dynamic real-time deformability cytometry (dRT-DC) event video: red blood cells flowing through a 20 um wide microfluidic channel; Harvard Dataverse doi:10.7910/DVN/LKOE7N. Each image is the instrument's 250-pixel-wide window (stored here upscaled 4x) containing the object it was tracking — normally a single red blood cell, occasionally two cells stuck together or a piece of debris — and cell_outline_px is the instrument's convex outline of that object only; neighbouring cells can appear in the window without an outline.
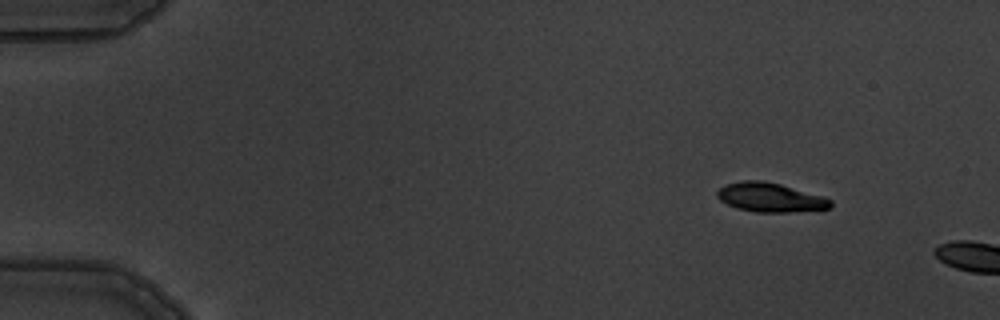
{"species": "common noctule bat (a hibernating species)", "species_latin": "Nyctalus noctula", "temperature_condition": "warm", "stored_images_in_passage": 2, "camera_frame_rate_fps": 3000, "um_per_image_px": 0.085, "animal": {"sex": "male", "body_mass_g": 19.5, "forearm_length_mm": 54.6}, "frame": {"image": 1, "passage_image": 1, "time_ms": 0.0, "image_size_px": [1000, 320], "cell_outline_px": [[832, 208], [788, 212], [756, 212], [740, 208], [728, 204], [720, 200], [716, 196], [716, 192], [724, 184], [740, 180], [764, 180], [780, 184], [824, 196], [832, 200]], "centroid_in_image_um": [65.47, 16.76], "position_along_channel_um": 19.5, "area_um2": 19.31}}